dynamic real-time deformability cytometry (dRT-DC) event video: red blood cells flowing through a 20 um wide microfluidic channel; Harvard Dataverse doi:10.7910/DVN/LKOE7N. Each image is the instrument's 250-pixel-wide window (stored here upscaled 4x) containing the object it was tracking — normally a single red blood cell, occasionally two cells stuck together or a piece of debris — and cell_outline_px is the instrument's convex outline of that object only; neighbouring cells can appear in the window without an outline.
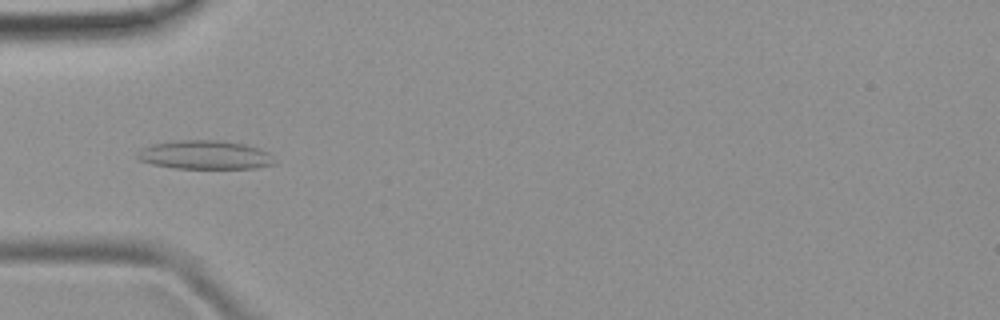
{"species": "common noctule bat (a hibernating species)", "species_latin": "Nyctalus noctula", "temperature_condition": "room temperature", "stored_images_in_passage": 3, "camera_frame_rate_fps": 3000, "um_per_image_px": 0.085, "animal": {"sex": "female", "body_mass_g": 19.9}, "frame": {"image": 1, "passage_image": 3, "time_ms": 2.333, "image_size_px": [1000, 320], "cell_outline_px": [[276, 164], [256, 168], [172, 168], [152, 164], [140, 160], [136, 156], [136, 152], [140, 148], [152, 144], [172, 140], [216, 140], [244, 144], [268, 152]], "centroid_in_image_um": [17.36, 13.16], "position_along_channel_um": 67.6, "area_um2": 23.0}}